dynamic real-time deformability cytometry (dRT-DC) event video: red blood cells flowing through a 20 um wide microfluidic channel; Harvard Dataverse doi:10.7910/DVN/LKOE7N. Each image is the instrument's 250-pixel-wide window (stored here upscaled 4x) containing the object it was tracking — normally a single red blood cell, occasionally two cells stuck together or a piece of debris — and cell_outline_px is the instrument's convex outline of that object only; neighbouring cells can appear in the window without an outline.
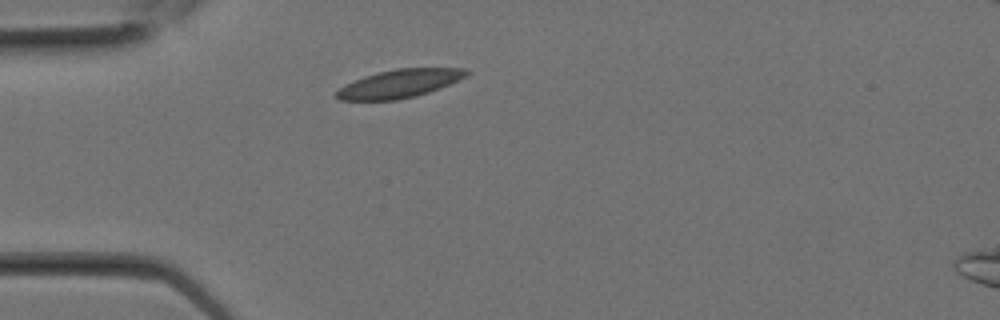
{"species": "Egyptian fruit bat (a non-hibernating species)", "species_latin": "Rousettus aegyptiacus", "temperature_condition": "room temperature", "stored_images_in_passage": 2, "camera_frame_rate_fps": 3000, "um_per_image_px": 0.085, "animal": {"sex": "female"}, "frame": {"image": 1, "passage_image": 1, "time_ms": 0.0, "image_size_px": [1000, 320], "cell_outline_px": [[468, 72], [464, 76], [440, 88], [416, 96], [396, 100], [340, 100], [332, 96], [340, 88], [364, 76], [396, 68], [468, 68]], "centroid_in_image_um": [33.92, 7.11], "position_along_channel_um": 51.1, "area_um2": 21.04}}